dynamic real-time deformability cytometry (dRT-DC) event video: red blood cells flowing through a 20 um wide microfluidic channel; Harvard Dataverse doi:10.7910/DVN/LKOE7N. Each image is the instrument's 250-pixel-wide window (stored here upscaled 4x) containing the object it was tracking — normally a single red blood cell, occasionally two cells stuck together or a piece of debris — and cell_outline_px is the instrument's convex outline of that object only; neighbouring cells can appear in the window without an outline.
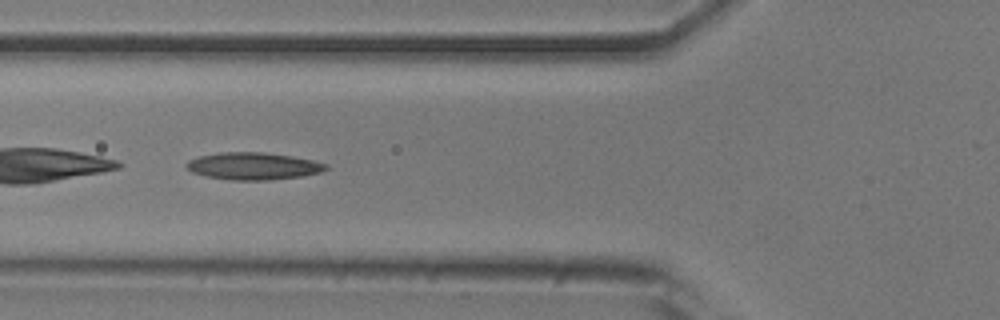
{"species": "common noctule bat (a hibernating species)", "species_latin": "Nyctalus noctula", "temperature_condition": "room temperature", "stored_images_in_passage": 45, "camera_frame_rate_fps": 3000, "um_per_image_px": 0.085, "animal": {"sex": "male", "body_mass_g": 20.5, "forearm_length_mm": 52.5}, "frame": {"image": 1, "passage_image": 18, "time_ms": 5.667, "image_size_px": [1000, 320], "cell_outline_px": [[328, 168], [320, 172], [304, 176], [268, 180], [232, 180], [208, 176], [192, 172], [184, 164], [188, 160], [200, 156], [220, 152], [260, 152], [292, 156], [312, 160], [328, 164]], "centroid_in_image_um": [21.54, 14.11], "position_along_channel_um": 104.3, "area_um2": 22.02}}
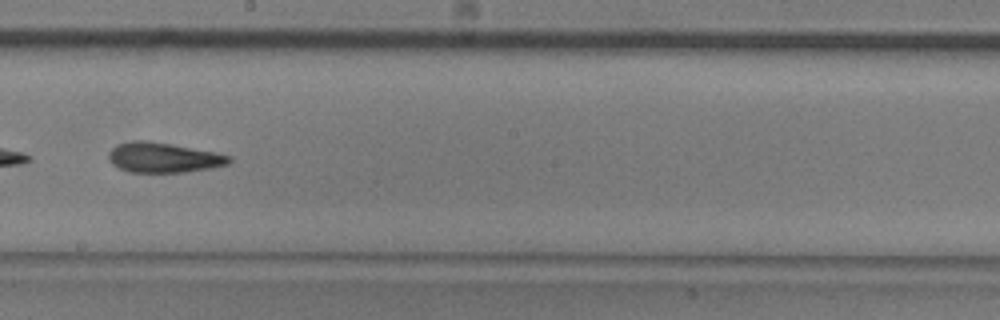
{"frame": {"image": 2, "passage_image": 28, "time_ms": 9.0, "image_size_px": [1000, 320], "cell_outline_px": [[232, 160], [228, 164], [212, 168], [184, 172], [128, 172], [112, 164], [108, 160], [108, 152], [116, 144], [132, 140], [144, 140], [172, 144], [232, 156]], "centroid_in_image_um": [13.86, 13.39], "position_along_channel_um": 234.3, "area_um2": 21.1}}
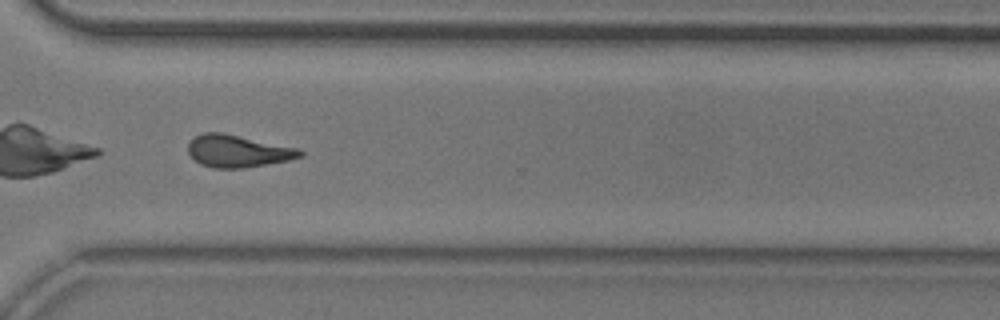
{"frame": {"image": 3, "passage_image": 37, "time_ms": 12.0, "image_size_px": [1000, 320], "cell_outline_px": [[304, 152], [300, 156], [288, 160], [244, 168], [212, 168], [200, 164], [188, 152], [188, 144], [196, 136], [204, 132], [224, 132], [300, 148]], "centroid_in_image_um": [20.22, 12.83], "position_along_channel_um": 350.4, "area_um2": 21.1}, "authors_computed_cell_mechanics": {"area_um2": 21.2126, "velocity_mm_per_s": 3.8805, "shape_relaxation_time_tau1_ms": 9.1888, "shape_relaxation_time_tau2_ms": 3.8398, "deformation_change_tau1": 0.2448, "deformation_change_tau2": 0.1496}}